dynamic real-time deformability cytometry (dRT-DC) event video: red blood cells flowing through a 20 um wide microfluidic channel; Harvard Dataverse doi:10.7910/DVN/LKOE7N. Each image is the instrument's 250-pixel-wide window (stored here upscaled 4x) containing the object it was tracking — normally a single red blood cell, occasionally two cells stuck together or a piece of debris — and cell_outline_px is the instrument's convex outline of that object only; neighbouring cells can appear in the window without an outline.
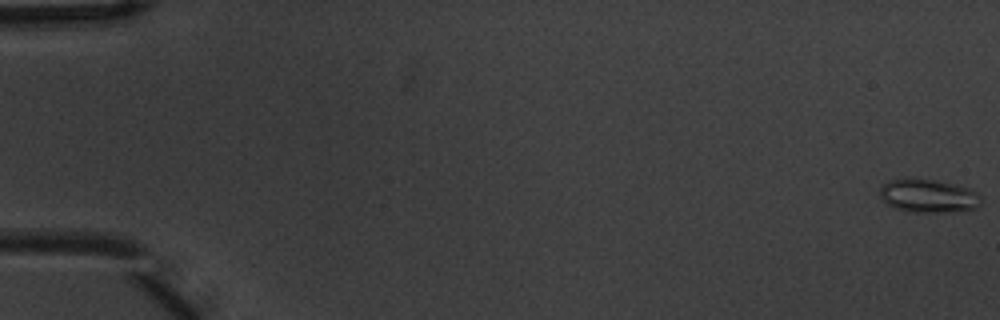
{"species": "common noctule bat (a hibernating species)", "species_latin": "Nyctalus noctula", "temperature_condition": "warm", "stored_images_in_passage": 6, "camera_frame_rate_fps": 3000, "um_per_image_px": 0.085, "animal": {"sex": "male", "body_mass_g": 20.1, "forearm_length_mm": 53.5}, "frame": {"image": 1, "passage_image": 1, "time_ms": 0.0, "image_size_px": [1000, 320], "cell_outline_px": [[984, 200], [976, 208], [956, 212], [912, 212], [892, 208], [880, 196], [880, 188], [888, 180], [936, 180], [956, 184], [968, 188], [976, 192]], "centroid_in_image_um": [78.96, 16.68], "position_along_channel_um": 6.0, "area_um2": 19.59}}
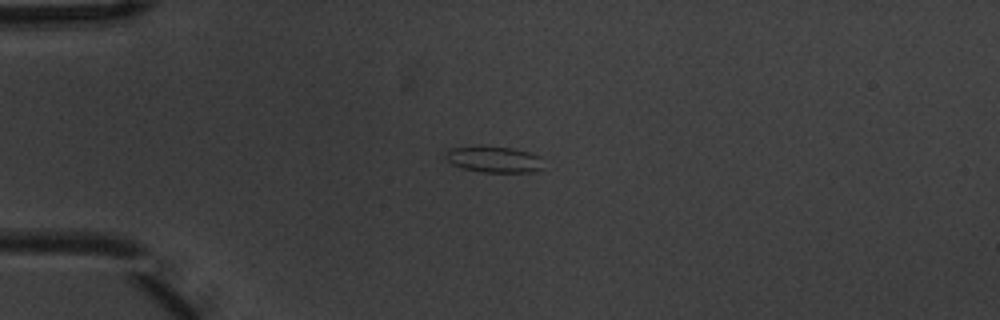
{"frame": {"image": 2, "passage_image": 5, "time_ms": 1.333, "image_size_px": [1000, 320], "cell_outline_px": [[540, 168], [532, 172], [480, 172], [464, 168], [452, 164], [444, 156], [444, 152], [448, 148], [512, 148], [528, 152], [540, 156]], "centroid_in_image_um": [41.95, 13.57], "position_along_channel_um": 43.0, "area_um2": 14.28}}
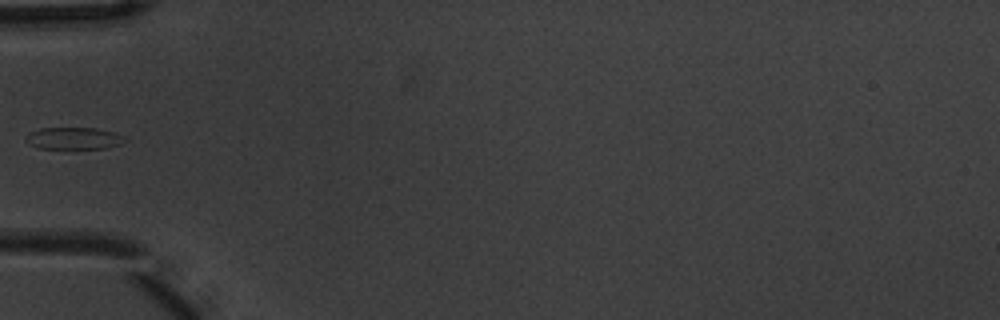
{"frame": {"image": 3, "passage_image": 6, "time_ms": 1.667, "image_size_px": [1000, 320], "cell_outline_px": [[128, 140], [120, 144], [108, 148], [40, 148], [28, 144], [24, 140], [24, 136], [28, 132], [40, 128], [96, 128], [112, 132], [124, 136]], "centroid_in_image_um": [6.23, 11.75], "position_along_channel_um": 78.8, "area_um2": 12.77}}